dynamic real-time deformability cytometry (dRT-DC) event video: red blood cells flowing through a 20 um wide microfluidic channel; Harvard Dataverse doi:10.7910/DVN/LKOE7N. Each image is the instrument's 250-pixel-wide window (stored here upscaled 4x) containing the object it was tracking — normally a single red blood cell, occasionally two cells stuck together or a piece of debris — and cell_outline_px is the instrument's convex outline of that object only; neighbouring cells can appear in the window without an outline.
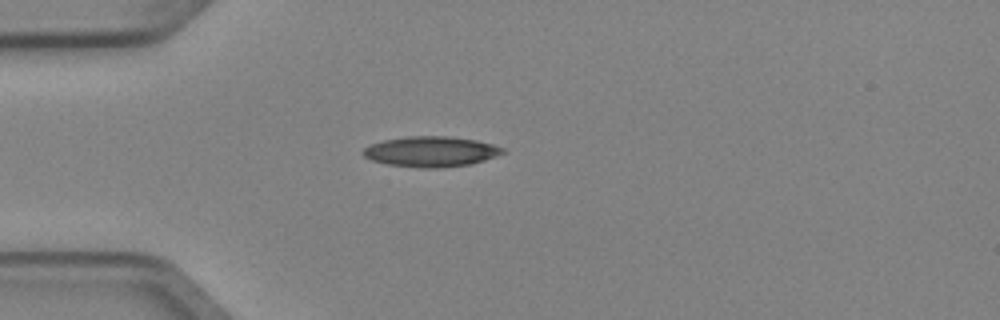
{"species": "Egyptian fruit bat (a non-hibernating species)", "species_latin": "Rousettus aegyptiacus", "temperature_condition": "cold", "stored_images_in_passage": 1, "camera_frame_rate_fps": 3000, "um_per_image_px": 0.085, "animal": {"sex": "female"}, "frame": {"image": 1, "passage_image": 1, "time_ms": 0.0, "image_size_px": [1000, 320], "cell_outline_px": [[504, 152], [496, 156], [484, 160], [468, 164], [440, 168], [416, 168], [388, 164], [372, 160], [364, 156], [360, 152], [364, 148], [372, 144], [384, 140], [412, 136], [444, 136], [476, 140], [492, 144], [504, 148]], "centroid_in_image_um": [36.61, 12.89], "position_along_channel_um": 48.4, "area_um2": 24.51}}